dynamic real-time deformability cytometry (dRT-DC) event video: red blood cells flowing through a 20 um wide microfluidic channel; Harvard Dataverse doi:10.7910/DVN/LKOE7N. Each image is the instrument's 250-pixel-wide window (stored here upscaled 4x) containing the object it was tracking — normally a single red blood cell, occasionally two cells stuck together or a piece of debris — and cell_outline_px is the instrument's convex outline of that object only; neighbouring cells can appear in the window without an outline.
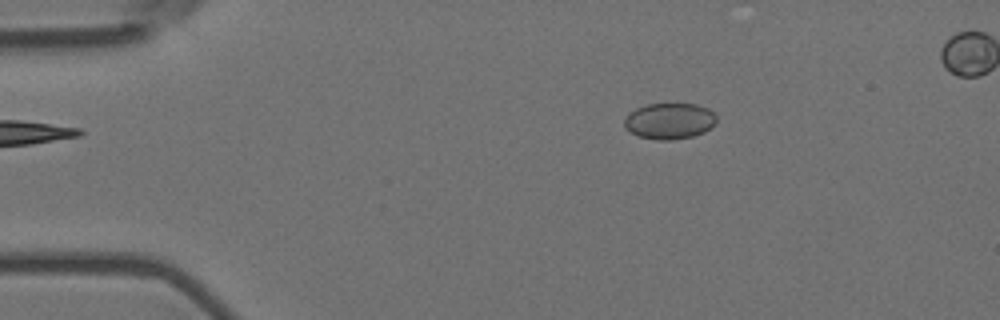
{"species": "Egyptian fruit bat (a non-hibernating species)", "species_latin": "Rousettus aegyptiacus", "temperature_condition": "room temperature", "stored_images_in_passage": 5, "camera_frame_rate_fps": 3000, "um_per_image_px": 0.085, "animal": {"sex": "female"}, "frame": {"image": 1, "passage_image": 2, "time_ms": 0.333, "image_size_px": [1000, 320], "cell_outline_px": [[716, 124], [704, 132], [692, 136], [672, 140], [656, 140], [640, 136], [624, 128], [624, 120], [628, 112], [636, 108], [648, 104], [696, 104], [708, 108], [716, 116]], "centroid_in_image_um": [56.9, 10.28], "position_along_channel_um": 28.1, "area_um2": 19.42}}